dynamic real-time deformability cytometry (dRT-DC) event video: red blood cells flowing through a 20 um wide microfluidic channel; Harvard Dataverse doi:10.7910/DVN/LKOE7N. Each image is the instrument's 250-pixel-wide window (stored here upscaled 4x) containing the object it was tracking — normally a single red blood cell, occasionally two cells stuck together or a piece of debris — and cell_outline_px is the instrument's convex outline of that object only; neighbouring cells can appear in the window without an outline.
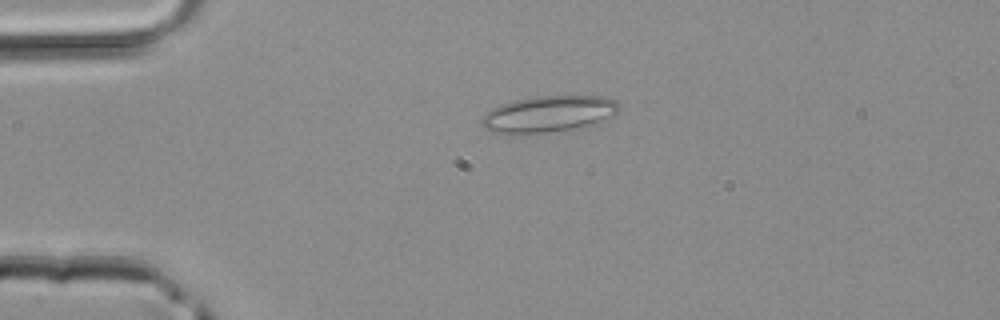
{"species": "common noctule bat (a hibernating species)", "species_latin": "Nyctalus noctula", "temperature_condition": "room temperature", "stored_images_in_passage": 22, "camera_frame_rate_fps": 3000, "um_per_image_px": 0.085, "animal": {"sex": "male", "body_mass_g": 20.4}, "frame": {"image": 1, "passage_image": 6, "time_ms": 1.667, "image_size_px": [1000, 320], "cell_outline_px": [[616, 112], [596, 124], [548, 132], [512, 136], [504, 136], [492, 132], [484, 128], [480, 124], [480, 120], [492, 108], [500, 104], [516, 100], [540, 96], [600, 96], [612, 100], [616, 104]], "centroid_in_image_um": [46.48, 9.73], "position_along_channel_um": 38.5, "area_um2": 29.07}}
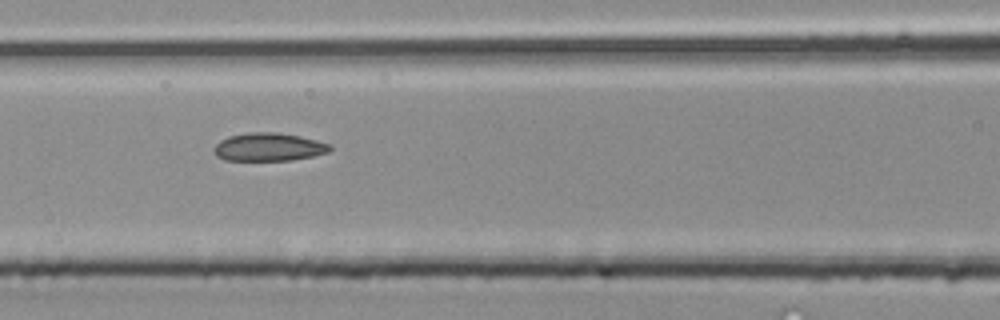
{"frame": {"image": 2, "passage_image": 15, "time_ms": 4.667, "image_size_px": [1000, 320], "cell_outline_px": [[332, 148], [328, 152], [312, 156], [292, 160], [224, 160], [216, 156], [212, 148], [220, 140], [228, 136], [248, 132], [276, 132], [300, 136], [332, 144]], "centroid_in_image_um": [22.82, 12.49], "position_along_channel_um": 143.8, "area_um2": 19.13}}
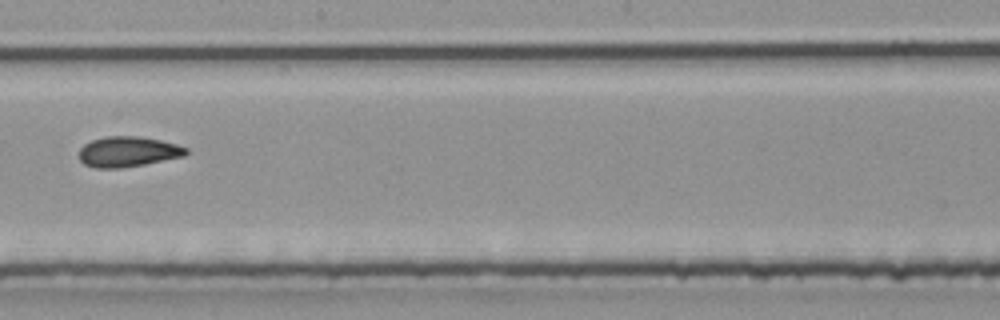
{"frame": {"image": 3, "passage_image": 21, "time_ms": 6.667, "image_size_px": [1000, 320], "cell_outline_px": [[188, 152], [184, 156], [144, 164], [120, 168], [96, 168], [84, 164], [80, 160], [80, 148], [84, 144], [92, 140], [104, 136], [140, 136], [160, 140], [176, 144], [188, 148]], "centroid_in_image_um": [10.87, 12.89], "position_along_channel_um": 237.3, "area_um2": 18.9}}